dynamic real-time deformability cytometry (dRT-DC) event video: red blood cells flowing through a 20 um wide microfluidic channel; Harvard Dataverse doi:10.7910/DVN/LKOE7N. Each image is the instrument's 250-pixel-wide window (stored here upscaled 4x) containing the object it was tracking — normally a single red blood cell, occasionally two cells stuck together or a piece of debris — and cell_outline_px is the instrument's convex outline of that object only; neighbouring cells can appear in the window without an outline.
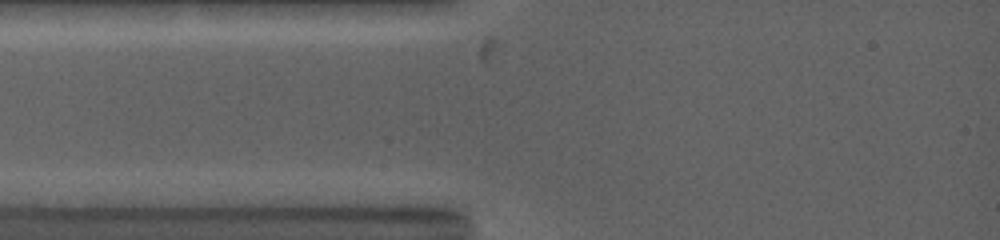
{"species": "common noctule bat (a hibernating species)", "species_latin": "Nyctalus noctula", "temperature_condition": "warm", "stored_images_in_passage": 2, "camera_frame_rate_fps": 5000, "um_per_image_px": 0.085, "animal": {"sex": "female", "body_mass_g": 19.0, "forearm_length_mm": 53.3}, "frame": {"image": 1, "passage_image": 2, "time_ms": 1.0, "image_size_px": [1000, 240], "cell_outline_px": [[436, 168], [428, 172], [308, 168], [292, 164], [296, 160], [304, 156], [344, 156], [432, 160], [436, 164]], "centroid_in_image_um": [31.1, 13.91], "position_along_channel_um": 53.9, "area_um2": 12.37}}